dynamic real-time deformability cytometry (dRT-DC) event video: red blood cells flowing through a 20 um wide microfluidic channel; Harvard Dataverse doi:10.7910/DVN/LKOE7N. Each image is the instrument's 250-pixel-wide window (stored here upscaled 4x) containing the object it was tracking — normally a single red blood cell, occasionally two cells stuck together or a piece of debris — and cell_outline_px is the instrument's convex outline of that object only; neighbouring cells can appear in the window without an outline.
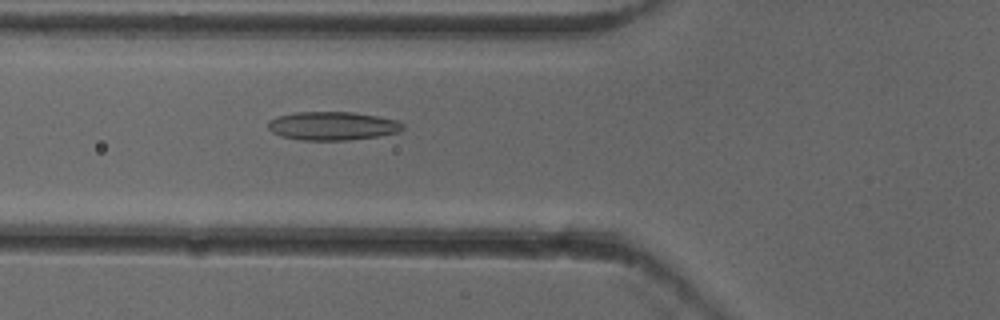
{"species": "common noctule bat (a hibernating species)", "species_latin": "Nyctalus noctula", "temperature_condition": "cold", "stored_images_in_passage": 41, "camera_frame_rate_fps": 3000, "um_per_image_px": 0.085, "animal": {"sex": "female"}, "frame": {"image": 1, "passage_image": 8, "time_ms": 2.333, "image_size_px": [1000, 320], "cell_outline_px": [[404, 128], [400, 132], [380, 136], [348, 140], [300, 140], [280, 136], [272, 132], [268, 128], [268, 120], [276, 116], [296, 112], [352, 112], [376, 116], [396, 120], [404, 124]], "centroid_in_image_um": [28.25, 10.7], "position_along_channel_um": 97.6, "area_um2": 22.54}}
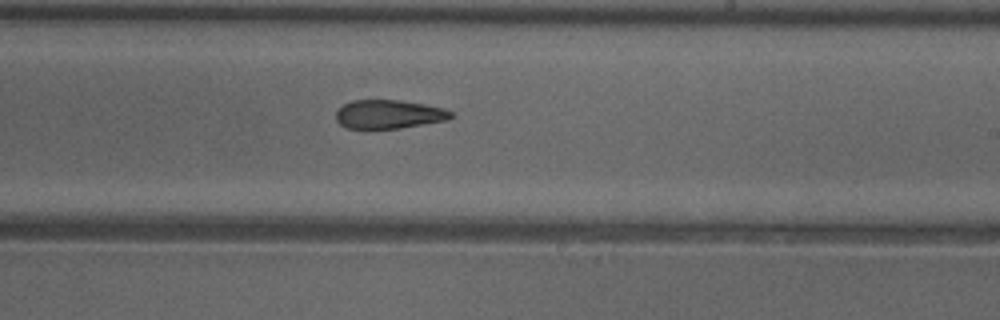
{"frame": {"image": 2, "passage_image": 20, "time_ms": 6.333, "image_size_px": [1000, 320], "cell_outline_px": [[456, 116], [448, 120], [400, 128], [348, 128], [340, 124], [336, 120], [336, 112], [344, 104], [352, 100], [400, 100], [424, 104], [444, 108], [452, 112]], "centroid_in_image_um": [33.09, 9.71], "position_along_channel_um": 255.9, "area_um2": 19.25}}
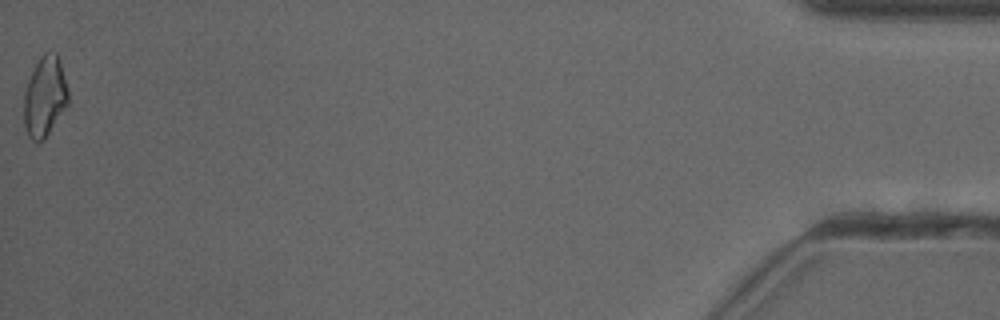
{"frame": {"image": 3, "passage_image": 41, "time_ms": 13.333, "image_size_px": [1000, 320], "cell_outline_px": [[68, 104], [44, 140], [32, 140], [28, 136], [24, 128], [24, 92], [28, 80], [40, 56], [48, 48], [52, 48], [56, 52], [68, 88]], "centroid_in_image_um": [3.8, 8.18], "position_along_channel_um": 431.4, "area_um2": 20.81}, "authors_computed_cell_mechanics": {"area_um2": 20.808, "velocity_mm_per_s": 3.9411, "shape_relaxation_time_tau1_ms": null, "shape_relaxation_time_tau2_ms": 4.3454, "deformation_change_tau1": null, "deformation_change_tau2": 0.1197}}